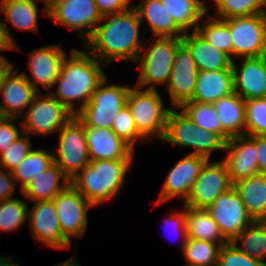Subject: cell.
Returning a JSON list of instances; mask_svg holds the SVG:
<instances>
[{
  "mask_svg": "<svg viewBox=\"0 0 266 266\" xmlns=\"http://www.w3.org/2000/svg\"><path fill=\"white\" fill-rule=\"evenodd\" d=\"M151 46L145 49V53H139V76L136 86L147 87L146 90H157L156 85L168 84L171 70L178 46L182 43V37H156ZM143 56H142V55Z\"/></svg>",
  "mask_w": 266,
  "mask_h": 266,
  "instance_id": "8992f818",
  "label": "cell"
},
{
  "mask_svg": "<svg viewBox=\"0 0 266 266\" xmlns=\"http://www.w3.org/2000/svg\"><path fill=\"white\" fill-rule=\"evenodd\" d=\"M107 77L98 85L89 102L75 114L84 127L112 128L113 119L126 105L131 86L106 85Z\"/></svg>",
  "mask_w": 266,
  "mask_h": 266,
  "instance_id": "52a82bcc",
  "label": "cell"
},
{
  "mask_svg": "<svg viewBox=\"0 0 266 266\" xmlns=\"http://www.w3.org/2000/svg\"><path fill=\"white\" fill-rule=\"evenodd\" d=\"M217 266H264V263L250 258L228 242L220 248Z\"/></svg>",
  "mask_w": 266,
  "mask_h": 266,
  "instance_id": "b9f144b4",
  "label": "cell"
},
{
  "mask_svg": "<svg viewBox=\"0 0 266 266\" xmlns=\"http://www.w3.org/2000/svg\"><path fill=\"white\" fill-rule=\"evenodd\" d=\"M206 209L228 242L253 223L234 186L219 195Z\"/></svg>",
  "mask_w": 266,
  "mask_h": 266,
  "instance_id": "8fae6325",
  "label": "cell"
},
{
  "mask_svg": "<svg viewBox=\"0 0 266 266\" xmlns=\"http://www.w3.org/2000/svg\"><path fill=\"white\" fill-rule=\"evenodd\" d=\"M221 247L206 240L187 238L182 252L185 266H217Z\"/></svg>",
  "mask_w": 266,
  "mask_h": 266,
  "instance_id": "e575fe53",
  "label": "cell"
},
{
  "mask_svg": "<svg viewBox=\"0 0 266 266\" xmlns=\"http://www.w3.org/2000/svg\"><path fill=\"white\" fill-rule=\"evenodd\" d=\"M207 160L204 156L190 153L175 163L166 176L156 205L176 197L185 203L194 181Z\"/></svg>",
  "mask_w": 266,
  "mask_h": 266,
  "instance_id": "e0dca14e",
  "label": "cell"
},
{
  "mask_svg": "<svg viewBox=\"0 0 266 266\" xmlns=\"http://www.w3.org/2000/svg\"><path fill=\"white\" fill-rule=\"evenodd\" d=\"M18 48L16 40L8 30L6 23L0 20V51L18 50Z\"/></svg>",
  "mask_w": 266,
  "mask_h": 266,
  "instance_id": "7dc6e473",
  "label": "cell"
},
{
  "mask_svg": "<svg viewBox=\"0 0 266 266\" xmlns=\"http://www.w3.org/2000/svg\"><path fill=\"white\" fill-rule=\"evenodd\" d=\"M179 110H182L197 127L220 134L226 141L230 138L222 129L213 103L187 101Z\"/></svg>",
  "mask_w": 266,
  "mask_h": 266,
  "instance_id": "836d02e7",
  "label": "cell"
},
{
  "mask_svg": "<svg viewBox=\"0 0 266 266\" xmlns=\"http://www.w3.org/2000/svg\"><path fill=\"white\" fill-rule=\"evenodd\" d=\"M28 54L27 65L32 77L23 72L26 80L40 93L42 89L38 88V85L50 90L59 76L62 61L66 56L61 44L37 48Z\"/></svg>",
  "mask_w": 266,
  "mask_h": 266,
  "instance_id": "d6986e66",
  "label": "cell"
},
{
  "mask_svg": "<svg viewBox=\"0 0 266 266\" xmlns=\"http://www.w3.org/2000/svg\"><path fill=\"white\" fill-rule=\"evenodd\" d=\"M22 135L0 154V168L11 172L31 152L30 136L24 133Z\"/></svg>",
  "mask_w": 266,
  "mask_h": 266,
  "instance_id": "ab89813d",
  "label": "cell"
},
{
  "mask_svg": "<svg viewBox=\"0 0 266 266\" xmlns=\"http://www.w3.org/2000/svg\"><path fill=\"white\" fill-rule=\"evenodd\" d=\"M240 241V245H238ZM231 243L250 258L266 264V226L263 222H253L243 229Z\"/></svg>",
  "mask_w": 266,
  "mask_h": 266,
  "instance_id": "1f68e13d",
  "label": "cell"
},
{
  "mask_svg": "<svg viewBox=\"0 0 266 266\" xmlns=\"http://www.w3.org/2000/svg\"><path fill=\"white\" fill-rule=\"evenodd\" d=\"M157 90H142L137 86L130 88L126 106L134 119L138 132L151 141V138L163 139L167 116L172 109L165 108Z\"/></svg>",
  "mask_w": 266,
  "mask_h": 266,
  "instance_id": "5b68a950",
  "label": "cell"
},
{
  "mask_svg": "<svg viewBox=\"0 0 266 266\" xmlns=\"http://www.w3.org/2000/svg\"><path fill=\"white\" fill-rule=\"evenodd\" d=\"M238 65L232 61L234 92L244 100L266 97V55L242 58Z\"/></svg>",
  "mask_w": 266,
  "mask_h": 266,
  "instance_id": "ffe728a7",
  "label": "cell"
},
{
  "mask_svg": "<svg viewBox=\"0 0 266 266\" xmlns=\"http://www.w3.org/2000/svg\"><path fill=\"white\" fill-rule=\"evenodd\" d=\"M253 222L266 219V174H257L233 184Z\"/></svg>",
  "mask_w": 266,
  "mask_h": 266,
  "instance_id": "484cf974",
  "label": "cell"
},
{
  "mask_svg": "<svg viewBox=\"0 0 266 266\" xmlns=\"http://www.w3.org/2000/svg\"><path fill=\"white\" fill-rule=\"evenodd\" d=\"M66 57L67 55L62 61L59 76L54 84L57 85V90H50L49 93L76 114L89 102L98 85L106 78L103 70L106 65L87 50L72 49L70 58ZM76 101H79L77 108Z\"/></svg>",
  "mask_w": 266,
  "mask_h": 266,
  "instance_id": "7a4b0ae2",
  "label": "cell"
},
{
  "mask_svg": "<svg viewBox=\"0 0 266 266\" xmlns=\"http://www.w3.org/2000/svg\"><path fill=\"white\" fill-rule=\"evenodd\" d=\"M53 163V151L49 152L44 149H32L25 159L11 171L16 185L17 181H20V191H22L34 177L44 172Z\"/></svg>",
  "mask_w": 266,
  "mask_h": 266,
  "instance_id": "d6a6232c",
  "label": "cell"
},
{
  "mask_svg": "<svg viewBox=\"0 0 266 266\" xmlns=\"http://www.w3.org/2000/svg\"><path fill=\"white\" fill-rule=\"evenodd\" d=\"M201 21L196 31L213 47L222 50L232 58V38L229 25L222 19L213 16Z\"/></svg>",
  "mask_w": 266,
  "mask_h": 266,
  "instance_id": "d590c367",
  "label": "cell"
},
{
  "mask_svg": "<svg viewBox=\"0 0 266 266\" xmlns=\"http://www.w3.org/2000/svg\"><path fill=\"white\" fill-rule=\"evenodd\" d=\"M36 0L0 1V12L5 14L15 29L38 33V5Z\"/></svg>",
  "mask_w": 266,
  "mask_h": 266,
  "instance_id": "4dcf8cb0",
  "label": "cell"
},
{
  "mask_svg": "<svg viewBox=\"0 0 266 266\" xmlns=\"http://www.w3.org/2000/svg\"><path fill=\"white\" fill-rule=\"evenodd\" d=\"M177 109V110H176ZM179 108H172L167 116L166 129L161 141L194 149L191 154L210 160L216 150L225 151L226 140L217 133L197 127Z\"/></svg>",
  "mask_w": 266,
  "mask_h": 266,
  "instance_id": "277c9868",
  "label": "cell"
},
{
  "mask_svg": "<svg viewBox=\"0 0 266 266\" xmlns=\"http://www.w3.org/2000/svg\"><path fill=\"white\" fill-rule=\"evenodd\" d=\"M256 150L259 174H266V135L256 136Z\"/></svg>",
  "mask_w": 266,
  "mask_h": 266,
  "instance_id": "c3c4849f",
  "label": "cell"
},
{
  "mask_svg": "<svg viewBox=\"0 0 266 266\" xmlns=\"http://www.w3.org/2000/svg\"><path fill=\"white\" fill-rule=\"evenodd\" d=\"M227 156L223 159L232 184L259 174L256 136H233L226 141Z\"/></svg>",
  "mask_w": 266,
  "mask_h": 266,
  "instance_id": "ac0fdd59",
  "label": "cell"
},
{
  "mask_svg": "<svg viewBox=\"0 0 266 266\" xmlns=\"http://www.w3.org/2000/svg\"><path fill=\"white\" fill-rule=\"evenodd\" d=\"M182 43L189 49L199 72L232 69V58L211 46L197 31L185 32Z\"/></svg>",
  "mask_w": 266,
  "mask_h": 266,
  "instance_id": "603a6c76",
  "label": "cell"
},
{
  "mask_svg": "<svg viewBox=\"0 0 266 266\" xmlns=\"http://www.w3.org/2000/svg\"><path fill=\"white\" fill-rule=\"evenodd\" d=\"M186 231L188 238L206 240L221 246L228 243L206 208L186 206Z\"/></svg>",
  "mask_w": 266,
  "mask_h": 266,
  "instance_id": "f1b7e54d",
  "label": "cell"
},
{
  "mask_svg": "<svg viewBox=\"0 0 266 266\" xmlns=\"http://www.w3.org/2000/svg\"><path fill=\"white\" fill-rule=\"evenodd\" d=\"M140 28L141 21L133 7L128 11L105 14L84 43V49L106 66L115 60L136 63L144 49L142 39H139Z\"/></svg>",
  "mask_w": 266,
  "mask_h": 266,
  "instance_id": "6da1fadb",
  "label": "cell"
},
{
  "mask_svg": "<svg viewBox=\"0 0 266 266\" xmlns=\"http://www.w3.org/2000/svg\"><path fill=\"white\" fill-rule=\"evenodd\" d=\"M48 18L55 20L57 26L78 30L85 42L102 20L94 0H61L48 10Z\"/></svg>",
  "mask_w": 266,
  "mask_h": 266,
  "instance_id": "4fadbf2b",
  "label": "cell"
},
{
  "mask_svg": "<svg viewBox=\"0 0 266 266\" xmlns=\"http://www.w3.org/2000/svg\"><path fill=\"white\" fill-rule=\"evenodd\" d=\"M224 21L232 38V60L266 55V13Z\"/></svg>",
  "mask_w": 266,
  "mask_h": 266,
  "instance_id": "30bf717a",
  "label": "cell"
},
{
  "mask_svg": "<svg viewBox=\"0 0 266 266\" xmlns=\"http://www.w3.org/2000/svg\"><path fill=\"white\" fill-rule=\"evenodd\" d=\"M61 178L63 181L60 182ZM71 182L64 175L62 169L53 163L44 172L34 177L21 191L25 198L34 202L53 200Z\"/></svg>",
  "mask_w": 266,
  "mask_h": 266,
  "instance_id": "d4e9b609",
  "label": "cell"
},
{
  "mask_svg": "<svg viewBox=\"0 0 266 266\" xmlns=\"http://www.w3.org/2000/svg\"><path fill=\"white\" fill-rule=\"evenodd\" d=\"M114 133L128 143L133 149L135 142L145 139L137 130L134 119L125 105L113 119L111 128Z\"/></svg>",
  "mask_w": 266,
  "mask_h": 266,
  "instance_id": "60d3db41",
  "label": "cell"
},
{
  "mask_svg": "<svg viewBox=\"0 0 266 266\" xmlns=\"http://www.w3.org/2000/svg\"><path fill=\"white\" fill-rule=\"evenodd\" d=\"M13 64L8 61V59L0 55V89L4 84L6 76L10 73V71L13 69Z\"/></svg>",
  "mask_w": 266,
  "mask_h": 266,
  "instance_id": "681fc988",
  "label": "cell"
},
{
  "mask_svg": "<svg viewBox=\"0 0 266 266\" xmlns=\"http://www.w3.org/2000/svg\"><path fill=\"white\" fill-rule=\"evenodd\" d=\"M54 266H81V265L78 263L77 258L73 256V257H70V259H67L66 261L58 263Z\"/></svg>",
  "mask_w": 266,
  "mask_h": 266,
  "instance_id": "816d5d0a",
  "label": "cell"
},
{
  "mask_svg": "<svg viewBox=\"0 0 266 266\" xmlns=\"http://www.w3.org/2000/svg\"><path fill=\"white\" fill-rule=\"evenodd\" d=\"M39 92L26 80L23 72L11 70L6 76L0 94L3 103H0V116L22 118L24 110L33 101Z\"/></svg>",
  "mask_w": 266,
  "mask_h": 266,
  "instance_id": "7402d4cb",
  "label": "cell"
},
{
  "mask_svg": "<svg viewBox=\"0 0 266 266\" xmlns=\"http://www.w3.org/2000/svg\"><path fill=\"white\" fill-rule=\"evenodd\" d=\"M94 2L102 17L108 13L128 11L132 7L131 0H94Z\"/></svg>",
  "mask_w": 266,
  "mask_h": 266,
  "instance_id": "f6af8a7d",
  "label": "cell"
},
{
  "mask_svg": "<svg viewBox=\"0 0 266 266\" xmlns=\"http://www.w3.org/2000/svg\"><path fill=\"white\" fill-rule=\"evenodd\" d=\"M44 2L45 8L42 10L43 15L48 18V10L52 8L56 3L60 2L61 0H38Z\"/></svg>",
  "mask_w": 266,
  "mask_h": 266,
  "instance_id": "f907efd6",
  "label": "cell"
},
{
  "mask_svg": "<svg viewBox=\"0 0 266 266\" xmlns=\"http://www.w3.org/2000/svg\"><path fill=\"white\" fill-rule=\"evenodd\" d=\"M245 135H266V97L245 100Z\"/></svg>",
  "mask_w": 266,
  "mask_h": 266,
  "instance_id": "f35d334b",
  "label": "cell"
},
{
  "mask_svg": "<svg viewBox=\"0 0 266 266\" xmlns=\"http://www.w3.org/2000/svg\"><path fill=\"white\" fill-rule=\"evenodd\" d=\"M17 118L0 116V154L4 149L16 141L23 134V129L18 130L15 124ZM14 122V124H13Z\"/></svg>",
  "mask_w": 266,
  "mask_h": 266,
  "instance_id": "7bdbcfd3",
  "label": "cell"
},
{
  "mask_svg": "<svg viewBox=\"0 0 266 266\" xmlns=\"http://www.w3.org/2000/svg\"><path fill=\"white\" fill-rule=\"evenodd\" d=\"M199 70L189 49L181 43L175 54L170 79L166 86L172 108H180L191 101L196 87Z\"/></svg>",
  "mask_w": 266,
  "mask_h": 266,
  "instance_id": "9a60e30c",
  "label": "cell"
},
{
  "mask_svg": "<svg viewBox=\"0 0 266 266\" xmlns=\"http://www.w3.org/2000/svg\"><path fill=\"white\" fill-rule=\"evenodd\" d=\"M59 131L58 154L53 151V159L67 179L71 181L90 162L85 129L74 116Z\"/></svg>",
  "mask_w": 266,
  "mask_h": 266,
  "instance_id": "9c48e42d",
  "label": "cell"
},
{
  "mask_svg": "<svg viewBox=\"0 0 266 266\" xmlns=\"http://www.w3.org/2000/svg\"><path fill=\"white\" fill-rule=\"evenodd\" d=\"M90 161L133 160L134 149L110 128L84 127Z\"/></svg>",
  "mask_w": 266,
  "mask_h": 266,
  "instance_id": "44dd1931",
  "label": "cell"
},
{
  "mask_svg": "<svg viewBox=\"0 0 266 266\" xmlns=\"http://www.w3.org/2000/svg\"><path fill=\"white\" fill-rule=\"evenodd\" d=\"M217 11L213 17L226 20L266 13V0H213Z\"/></svg>",
  "mask_w": 266,
  "mask_h": 266,
  "instance_id": "8d00e7d4",
  "label": "cell"
},
{
  "mask_svg": "<svg viewBox=\"0 0 266 266\" xmlns=\"http://www.w3.org/2000/svg\"><path fill=\"white\" fill-rule=\"evenodd\" d=\"M34 204L28 210V223L34 241L57 250L69 249L71 243L62 234L54 201H41Z\"/></svg>",
  "mask_w": 266,
  "mask_h": 266,
  "instance_id": "2e32d148",
  "label": "cell"
},
{
  "mask_svg": "<svg viewBox=\"0 0 266 266\" xmlns=\"http://www.w3.org/2000/svg\"><path fill=\"white\" fill-rule=\"evenodd\" d=\"M28 219L27 201L11 198L0 202V231L13 232Z\"/></svg>",
  "mask_w": 266,
  "mask_h": 266,
  "instance_id": "74e56055",
  "label": "cell"
},
{
  "mask_svg": "<svg viewBox=\"0 0 266 266\" xmlns=\"http://www.w3.org/2000/svg\"><path fill=\"white\" fill-rule=\"evenodd\" d=\"M16 182L10 171L0 168V202L14 198L13 194H16L15 190Z\"/></svg>",
  "mask_w": 266,
  "mask_h": 266,
  "instance_id": "bcb514c9",
  "label": "cell"
},
{
  "mask_svg": "<svg viewBox=\"0 0 266 266\" xmlns=\"http://www.w3.org/2000/svg\"><path fill=\"white\" fill-rule=\"evenodd\" d=\"M222 125L230 136L245 135V100L237 93L222 97L213 103Z\"/></svg>",
  "mask_w": 266,
  "mask_h": 266,
  "instance_id": "83f0119b",
  "label": "cell"
},
{
  "mask_svg": "<svg viewBox=\"0 0 266 266\" xmlns=\"http://www.w3.org/2000/svg\"><path fill=\"white\" fill-rule=\"evenodd\" d=\"M138 13L141 23L145 18L155 37H182L184 32L176 25L173 17L168 14L161 0H143L132 6Z\"/></svg>",
  "mask_w": 266,
  "mask_h": 266,
  "instance_id": "4316f807",
  "label": "cell"
},
{
  "mask_svg": "<svg viewBox=\"0 0 266 266\" xmlns=\"http://www.w3.org/2000/svg\"><path fill=\"white\" fill-rule=\"evenodd\" d=\"M0 266H19V263H14L12 258L0 256Z\"/></svg>",
  "mask_w": 266,
  "mask_h": 266,
  "instance_id": "f5cc1de1",
  "label": "cell"
},
{
  "mask_svg": "<svg viewBox=\"0 0 266 266\" xmlns=\"http://www.w3.org/2000/svg\"><path fill=\"white\" fill-rule=\"evenodd\" d=\"M232 186L225 162L223 160L210 162L208 159L194 181L187 201L183 204L205 209Z\"/></svg>",
  "mask_w": 266,
  "mask_h": 266,
  "instance_id": "5bb4252c",
  "label": "cell"
},
{
  "mask_svg": "<svg viewBox=\"0 0 266 266\" xmlns=\"http://www.w3.org/2000/svg\"><path fill=\"white\" fill-rule=\"evenodd\" d=\"M234 92L232 69L201 71L191 101L214 103Z\"/></svg>",
  "mask_w": 266,
  "mask_h": 266,
  "instance_id": "cb8c5ba5",
  "label": "cell"
},
{
  "mask_svg": "<svg viewBox=\"0 0 266 266\" xmlns=\"http://www.w3.org/2000/svg\"><path fill=\"white\" fill-rule=\"evenodd\" d=\"M165 224L167 226H171V228L176 230L182 237V245H181V252H183L184 245L187 241V231H186V206L184 205V209L180 211H174V213L170 214V216L166 219ZM164 225V226H166ZM170 228V229H171ZM172 229V230H173Z\"/></svg>",
  "mask_w": 266,
  "mask_h": 266,
  "instance_id": "ee69618b",
  "label": "cell"
},
{
  "mask_svg": "<svg viewBox=\"0 0 266 266\" xmlns=\"http://www.w3.org/2000/svg\"><path fill=\"white\" fill-rule=\"evenodd\" d=\"M27 108L26 114L22 115L25 119L20 122V128L28 135L45 136L57 133L75 116L49 92L47 94L39 92Z\"/></svg>",
  "mask_w": 266,
  "mask_h": 266,
  "instance_id": "ba28073f",
  "label": "cell"
},
{
  "mask_svg": "<svg viewBox=\"0 0 266 266\" xmlns=\"http://www.w3.org/2000/svg\"><path fill=\"white\" fill-rule=\"evenodd\" d=\"M132 162V160L90 161L70 182L93 206L104 204L115 198L120 189L122 190Z\"/></svg>",
  "mask_w": 266,
  "mask_h": 266,
  "instance_id": "3957f363",
  "label": "cell"
},
{
  "mask_svg": "<svg viewBox=\"0 0 266 266\" xmlns=\"http://www.w3.org/2000/svg\"><path fill=\"white\" fill-rule=\"evenodd\" d=\"M164 10L170 14L176 25L185 33L193 29L207 12L204 0H161Z\"/></svg>",
  "mask_w": 266,
  "mask_h": 266,
  "instance_id": "f546056e",
  "label": "cell"
},
{
  "mask_svg": "<svg viewBox=\"0 0 266 266\" xmlns=\"http://www.w3.org/2000/svg\"><path fill=\"white\" fill-rule=\"evenodd\" d=\"M53 201L63 236L71 243L72 236L79 238L85 235L88 226L87 212L94 206L72 184Z\"/></svg>",
  "mask_w": 266,
  "mask_h": 266,
  "instance_id": "7c38bea8",
  "label": "cell"
}]
</instances>
